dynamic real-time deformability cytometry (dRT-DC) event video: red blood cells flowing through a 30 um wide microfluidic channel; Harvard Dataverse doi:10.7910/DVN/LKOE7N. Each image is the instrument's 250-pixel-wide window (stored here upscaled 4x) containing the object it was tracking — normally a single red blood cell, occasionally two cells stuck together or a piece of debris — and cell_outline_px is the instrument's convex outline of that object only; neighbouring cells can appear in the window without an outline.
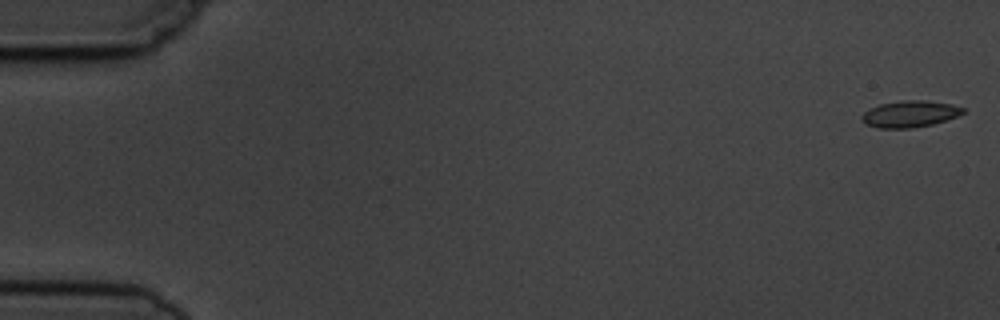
{"species": "common noctule bat (a hibernating species)", "species_latin": "Nyctalus noctula", "temperature_condition": "cold", "stored_images_in_passage": 5, "camera_frame_rate_fps": 3000, "um_per_image_px": 0.085, "animal": {"sex": "male", "body_mass_g": 19.5, "forearm_length_mm": 54.6}, "frame": {"image": 1, "passage_image": 1, "time_ms": 0.0, "image_size_px": [1000, 320], "cell_outline_px": [[964, 112], [956, 116], [932, 124], [912, 128], [880, 128], [868, 124], [860, 120], [860, 116], [868, 108], [880, 104], [900, 100], [924, 100], [952, 104], [964, 108]], "centroid_in_image_um": [77.29, 9.67], "position_along_channel_um": 7.7, "area_um2": 15.61}}
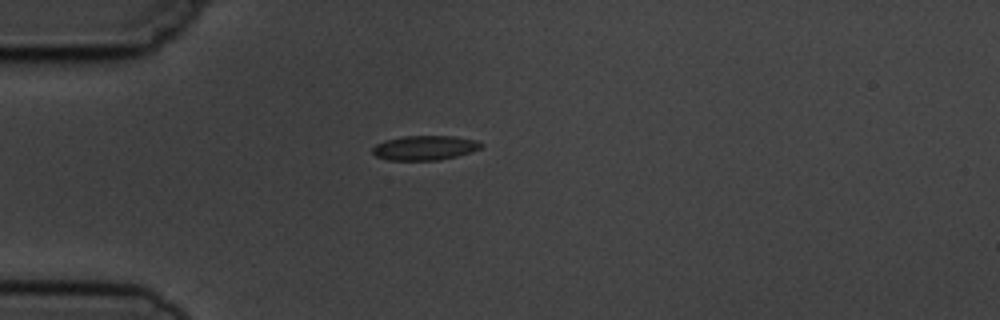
{"frame": {"image": 2, "passage_image": 5, "time_ms": 4.667, "image_size_px": [1000, 320], "cell_outline_px": [[484, 144], [480, 148], [456, 156], [440, 160], [388, 160], [376, 156], [372, 152], [372, 148], [376, 144], [384, 140], [404, 136], [452, 136], [476, 140]], "centroid_in_image_um": [36.07, 12.56], "position_along_channel_um": 48.9, "area_um2": 15.43}}